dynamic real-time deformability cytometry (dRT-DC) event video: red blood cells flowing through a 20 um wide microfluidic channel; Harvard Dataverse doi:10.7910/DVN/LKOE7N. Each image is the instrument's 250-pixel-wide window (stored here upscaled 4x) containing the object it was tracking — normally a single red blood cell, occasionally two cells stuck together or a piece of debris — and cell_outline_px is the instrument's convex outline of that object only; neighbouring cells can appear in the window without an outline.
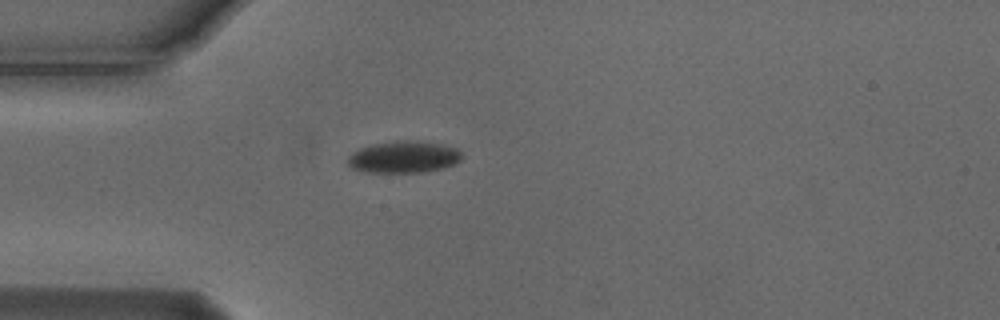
{"species": "Egyptian fruit bat (a non-hibernating species)", "species_latin": "Rousettus aegyptiacus", "temperature_condition": "cold", "stored_images_in_passage": 41, "camera_frame_rate_fps": 3000, "um_per_image_px": 0.085, "animal": {"sex": "male"}, "frame": {"image": 1, "passage_image": 1, "time_ms": 0.0, "image_size_px": [1000, 320], "cell_outline_px": [[464, 156], [460, 160], [452, 164], [440, 168], [420, 172], [368, 172], [352, 168], [348, 164], [348, 156], [352, 152], [360, 148], [372, 144], [396, 140], [416, 140], [440, 144], [456, 148]], "centroid_in_image_um": [34.29, 13.32], "position_along_channel_um": 50.7, "area_um2": 21.04}}
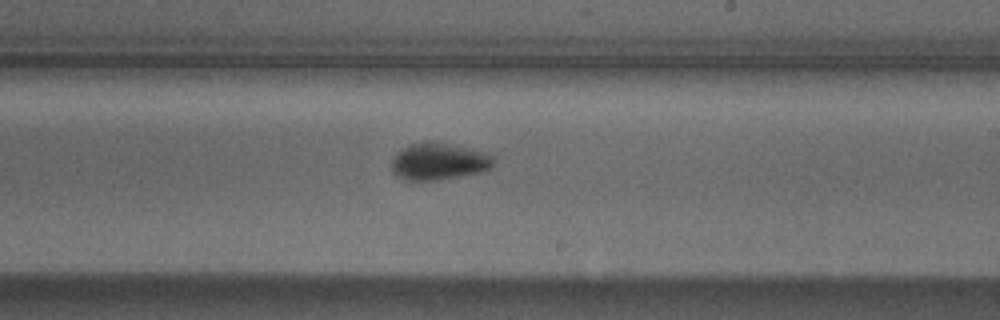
{"frame": {"image": 2, "passage_image": 18, "time_ms": 5.667, "image_size_px": [1000, 320], "cell_outline_px": [[496, 160], [488, 168], [480, 172], [460, 176], [436, 180], [408, 180], [396, 176], [392, 172], [392, 160], [396, 152], [400, 148], [408, 144], [428, 140], [484, 152], [492, 156]], "centroid_in_image_um": [37.22, 13.71], "position_along_channel_um": 251.8, "area_um2": 21.85}}
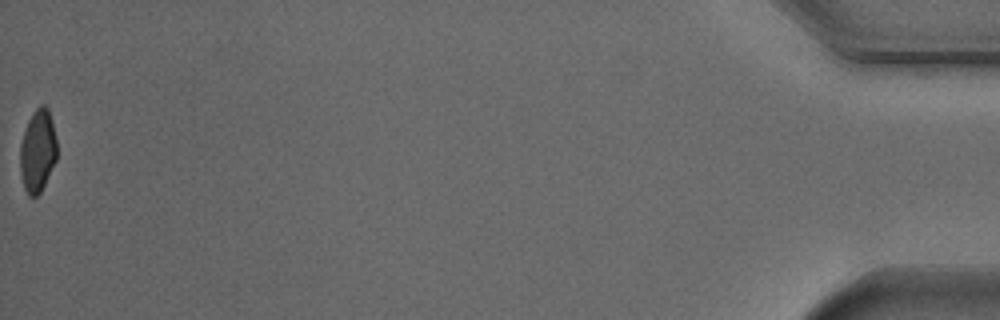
{"frame": {"image": 3, "passage_image": 41, "time_ms": 13.333, "image_size_px": [1000, 320], "cell_outline_px": [[56, 160], [40, 192], [36, 196], [28, 196], [24, 188], [20, 172], [20, 144], [28, 120], [32, 112], [40, 104], [44, 104], [48, 108], [52, 120], [56, 140]], "centroid_in_image_um": [3.19, 12.8], "position_along_channel_um": 432.0, "area_um2": 17.69}, "authors_computed_cell_mechanics": {"area_um2": 20.23, "velocity_mm_per_s": 3.7317, "shape_relaxation_time_tau1_ms": 3.3988, "shape_relaxation_time_tau2_ms": null, "deformation_change_tau1": 0.1244, "deformation_change_tau2": null}}